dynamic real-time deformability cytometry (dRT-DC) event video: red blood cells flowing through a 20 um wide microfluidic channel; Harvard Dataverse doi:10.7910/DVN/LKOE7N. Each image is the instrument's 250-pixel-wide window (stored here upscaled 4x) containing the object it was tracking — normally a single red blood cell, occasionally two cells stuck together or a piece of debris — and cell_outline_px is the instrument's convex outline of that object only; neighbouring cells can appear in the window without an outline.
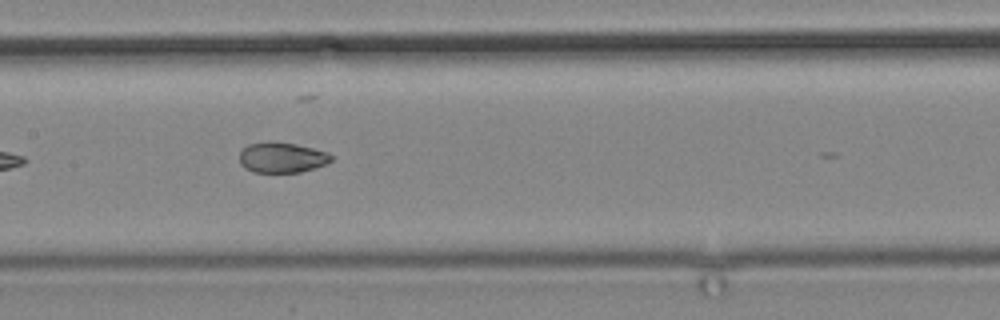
{"species": "common noctule bat (a hibernating species)", "species_latin": "Nyctalus noctula", "temperature_condition": "cold", "stored_images_in_passage": 14, "camera_frame_rate_fps": 3000, "um_per_image_px": 0.085, "animal": {"sex": "male", "body_mass_g": 19.2, "forearm_length_mm": 51.8}, "frame": {"image": 1, "passage_image": 12, "time_ms": 14.333, "image_size_px": [1000, 320], "cell_outline_px": [[332, 160], [324, 164], [300, 172], [252, 172], [244, 168], [240, 164], [240, 152], [248, 144], [268, 140], [272, 140], [296, 144], [328, 152], [332, 156]], "centroid_in_image_um": [23.92, 13.37], "position_along_channel_um": 183.5, "area_um2": 16.36}}
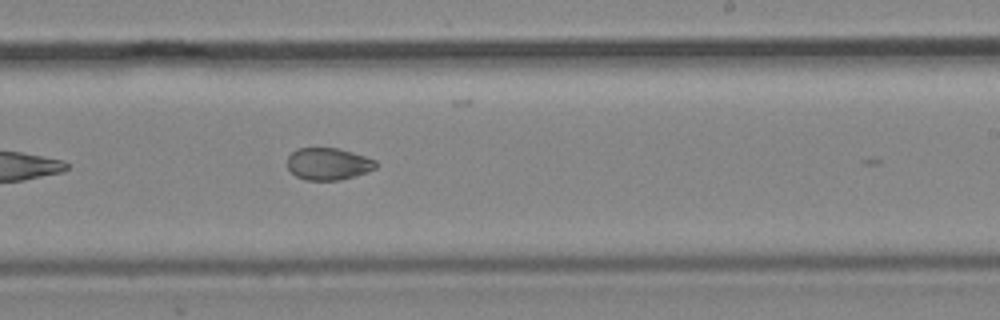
{"frame": {"image": 2, "passage_image": 14, "time_ms": 16.667, "image_size_px": [1000, 320], "cell_outline_px": [[376, 168], [368, 172], [340, 180], [304, 180], [296, 176], [288, 168], [288, 156], [296, 148], [340, 148], [376, 160]], "centroid_in_image_um": [27.9, 13.93], "position_along_channel_um": 261.1, "area_um2": 16.59}}